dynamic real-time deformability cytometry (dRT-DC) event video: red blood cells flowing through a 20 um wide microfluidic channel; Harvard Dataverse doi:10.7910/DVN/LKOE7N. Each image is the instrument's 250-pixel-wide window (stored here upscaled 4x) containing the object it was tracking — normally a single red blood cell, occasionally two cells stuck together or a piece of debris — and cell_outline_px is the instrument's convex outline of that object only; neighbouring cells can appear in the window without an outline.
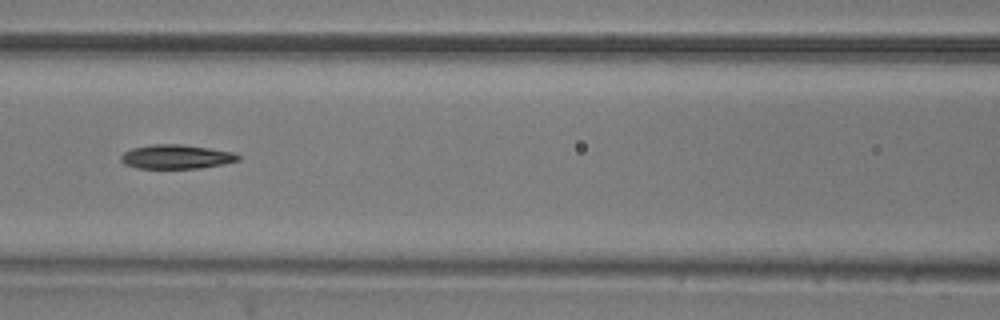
{"species": "common noctule bat (a hibernating species)", "species_latin": "Nyctalus noctula", "temperature_condition": "room temperature", "stored_images_in_passage": 4, "camera_frame_rate_fps": 3000, "um_per_image_px": 0.085, "animal": {"sex": "male", "body_mass_g": 20.5, "forearm_length_mm": 52.5}, "frame": {"image": 1, "passage_image": 4, "time_ms": 1.0, "image_size_px": [1000, 320], "cell_outline_px": [[240, 160], [224, 164], [200, 168], [136, 168], [124, 164], [120, 160], [120, 156], [124, 152], [132, 148], [152, 144], [184, 144], [232, 152], [240, 156]], "centroid_in_image_um": [14.96, 13.32], "position_along_channel_um": 151.6, "area_um2": 16.53}}